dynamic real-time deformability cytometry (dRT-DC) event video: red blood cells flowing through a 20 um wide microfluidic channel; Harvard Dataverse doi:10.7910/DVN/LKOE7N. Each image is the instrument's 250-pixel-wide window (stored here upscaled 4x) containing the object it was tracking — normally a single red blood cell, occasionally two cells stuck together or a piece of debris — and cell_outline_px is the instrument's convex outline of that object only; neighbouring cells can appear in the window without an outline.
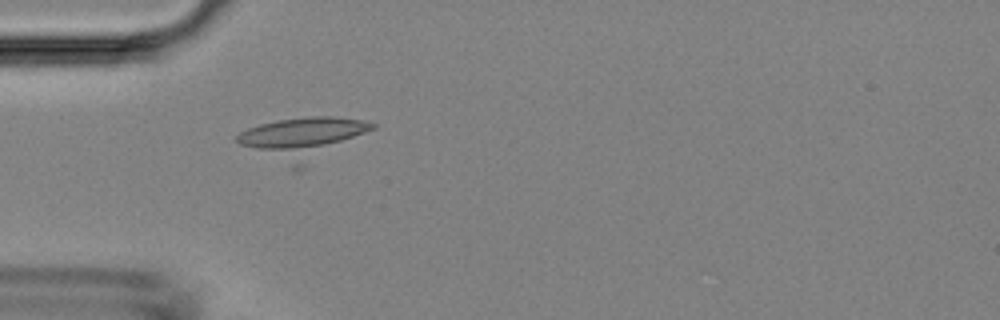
{"species": "Egyptian fruit bat (a non-hibernating species)", "species_latin": "Rousettus aegyptiacus", "temperature_condition": "room temperature", "stored_images_in_passage": 36, "segment_of_instrument_passage": [1, 2], "camera_frame_rate_fps": 3000, "um_per_image_px": 0.085, "animal": {"sex": "female"}, "frame": {"image": 1, "passage_image": 10, "time_ms": 3.0, "image_size_px": [1000, 320], "cell_outline_px": [[376, 128], [300, 172], [292, 172], [240, 144], [236, 140], [236, 136], [240, 132], [248, 128], [260, 124], [280, 120], [312, 116], [332, 116], [364, 120], [376, 124]], "centroid_in_image_um": [25.74, 11.83], "position_along_channel_um": 59.3, "area_um2": 33.93}}